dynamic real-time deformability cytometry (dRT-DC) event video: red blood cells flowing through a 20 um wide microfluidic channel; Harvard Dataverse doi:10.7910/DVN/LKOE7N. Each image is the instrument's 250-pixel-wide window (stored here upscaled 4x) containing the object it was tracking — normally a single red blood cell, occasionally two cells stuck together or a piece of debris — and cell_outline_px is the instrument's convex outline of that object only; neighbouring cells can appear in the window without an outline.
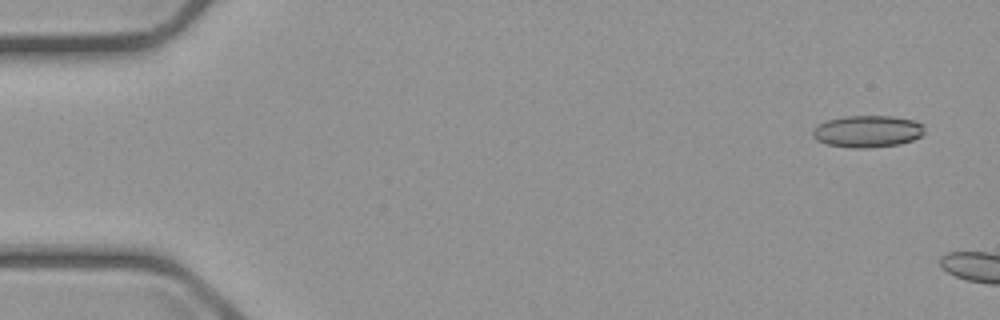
{"species": "common noctule bat (a hibernating species)", "species_latin": "Nyctalus noctula", "temperature_condition": "cold", "stored_images_in_passage": 5, "segment_of_instrument_passage": [2, 2], "camera_frame_rate_fps": 3000, "um_per_image_px": 0.085, "animal": {"sex": "male", "body_mass_g": 23.1, "forearm_length_mm": 52.7}, "frame": {"image": 1, "passage_image": 5, "time_ms": 5.667, "image_size_px": [1000, 320], "cell_outline_px": [[924, 132], [920, 136], [912, 140], [900, 144], [868, 148], [852, 148], [828, 144], [816, 140], [812, 136], [812, 132], [820, 124], [828, 120], [844, 116], [892, 116], [916, 120], [924, 124]], "centroid_in_image_um": [73.78, 11.16], "position_along_channel_um": 11.2, "area_um2": 20.81}}